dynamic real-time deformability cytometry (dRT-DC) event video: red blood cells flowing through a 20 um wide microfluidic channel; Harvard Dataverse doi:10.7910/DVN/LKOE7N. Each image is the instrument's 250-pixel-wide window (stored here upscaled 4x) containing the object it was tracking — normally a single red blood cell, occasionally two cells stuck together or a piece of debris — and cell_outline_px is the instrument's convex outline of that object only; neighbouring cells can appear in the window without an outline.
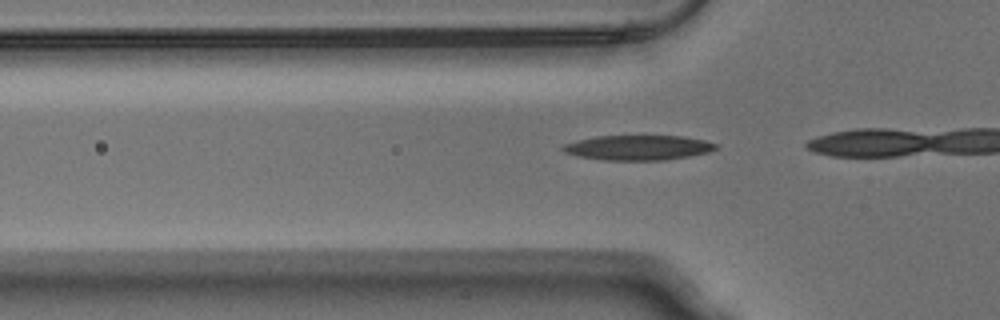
{"species": "Egyptian fruit bat (a non-hibernating species)", "species_latin": "Rousettus aegyptiacus", "temperature_condition": "warm", "stored_images_in_passage": 5, "camera_frame_rate_fps": 3000, "um_per_image_px": 0.085, "animal": {"sex": "male"}, "frame": {"image": 1, "passage_image": 2, "time_ms": 0.333, "image_size_px": [1000, 320], "cell_outline_px": [[720, 148], [708, 152], [688, 156], [664, 160], [600, 160], [576, 156], [564, 152], [560, 148], [564, 144], [576, 140], [596, 136], [684, 136], [704, 140], [720, 144]], "centroid_in_image_um": [54.24, 12.55], "position_along_channel_um": 71.6, "area_um2": 22.43}}